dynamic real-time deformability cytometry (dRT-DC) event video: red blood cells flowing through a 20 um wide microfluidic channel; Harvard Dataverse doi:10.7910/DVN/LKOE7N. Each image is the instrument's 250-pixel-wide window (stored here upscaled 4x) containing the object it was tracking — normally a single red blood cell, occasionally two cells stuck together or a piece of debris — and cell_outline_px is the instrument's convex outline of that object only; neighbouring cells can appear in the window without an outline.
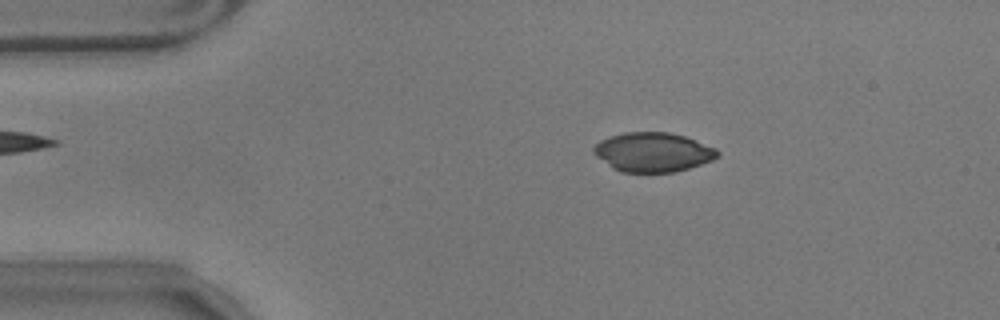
{"species": "common noctule bat (a hibernating species)", "species_latin": "Nyctalus noctula", "temperature_condition": "warm", "stored_images_in_passage": 55, "camera_frame_rate_fps": 3000, "um_per_image_px": 0.085, "animal": {"sex": "male", "body_mass_g": 17.9}, "frame": {"image": 1, "passage_image": 9, "time_ms": 2.667, "image_size_px": [1000, 320], "cell_outline_px": [[720, 156], [712, 160], [676, 172], [620, 172], [612, 168], [596, 156], [592, 152], [592, 148], [600, 140], [608, 136], [624, 132], [668, 132], [684, 136], [716, 148], [720, 152]], "centroid_in_image_um": [55.48, 12.93], "position_along_channel_um": 29.5, "area_um2": 28.5}}
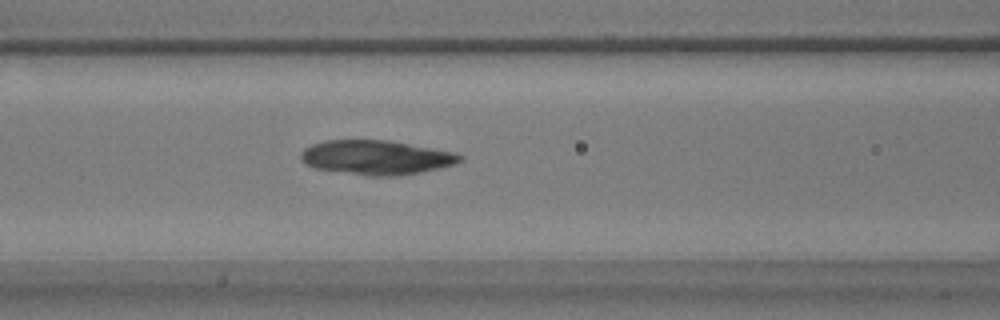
{"frame": {"image": 2, "passage_image": 22, "time_ms": 7.0, "image_size_px": [1000, 320], "cell_outline_px": [[464, 160], [456, 164], [400, 176], [368, 176], [316, 168], [300, 160], [300, 152], [304, 148], [312, 144], [324, 140], [388, 140], [456, 152], [464, 156]], "centroid_in_image_um": [32.01, 13.38], "position_along_channel_um": 134.6, "area_um2": 31.96}}
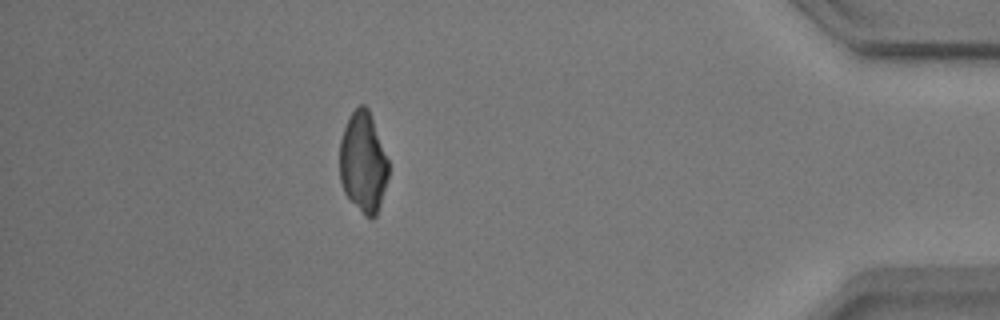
{"frame": {"image": 3, "passage_image": 49, "time_ms": 16.0, "image_size_px": [1000, 320], "cell_outline_px": [[388, 176], [380, 204], [376, 216], [372, 220], [368, 220], [364, 216], [344, 192], [340, 180], [340, 140], [344, 128], [352, 112], [360, 104], [364, 104], [368, 108], [388, 160]], "centroid_in_image_um": [30.86, 13.84], "position_along_channel_um": 404.3, "area_um2": 28.38}}